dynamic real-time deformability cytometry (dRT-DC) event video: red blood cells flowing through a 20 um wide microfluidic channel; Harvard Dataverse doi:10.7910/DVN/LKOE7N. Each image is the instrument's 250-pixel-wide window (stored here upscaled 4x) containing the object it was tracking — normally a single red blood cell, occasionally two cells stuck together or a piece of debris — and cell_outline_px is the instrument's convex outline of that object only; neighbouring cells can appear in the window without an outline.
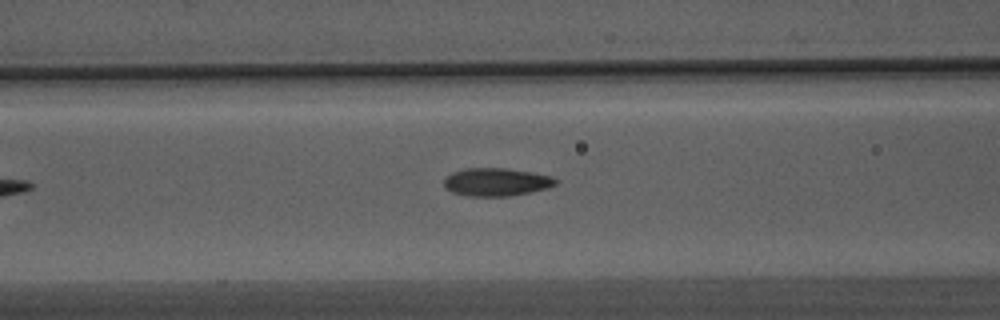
{"species": "Egyptian fruit bat (a non-hibernating species)", "species_latin": "Rousettus aegyptiacus", "temperature_condition": "warm", "stored_images_in_passage": 28, "camera_frame_rate_fps": 3000, "um_per_image_px": 0.085, "animal": {"sex": "male"}, "frame": {"image": 1, "passage_image": 7, "time_ms": 2.0, "image_size_px": [1000, 320], "cell_outline_px": [[556, 184], [548, 188], [508, 196], [468, 196], [452, 192], [444, 188], [444, 180], [452, 172], [468, 168], [504, 168], [552, 176], [556, 180]], "centroid_in_image_um": [42.15, 15.47], "position_along_channel_um": 124.4, "area_um2": 17.98}}
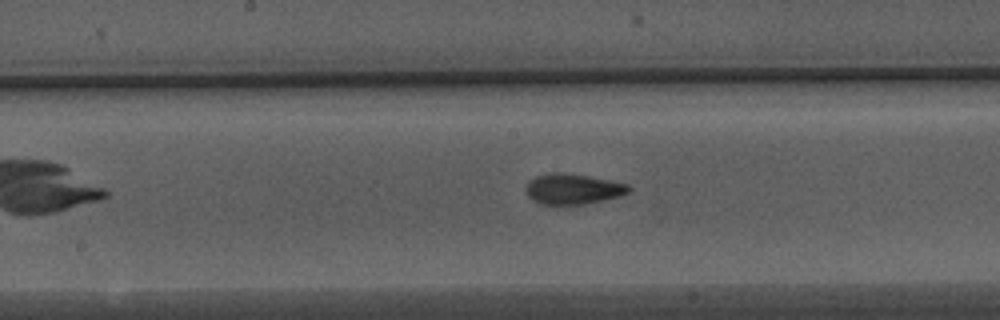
{"frame": {"image": 2, "passage_image": 13, "time_ms": 4.0, "image_size_px": [1000, 320], "cell_outline_px": [[632, 188], [628, 192], [616, 196], [584, 204], [540, 204], [532, 200], [528, 196], [528, 180], [536, 176], [552, 172], [564, 172], [588, 176], [628, 184]], "centroid_in_image_um": [48.67, 16.05], "position_along_channel_um": 199.5, "area_um2": 17.92}}
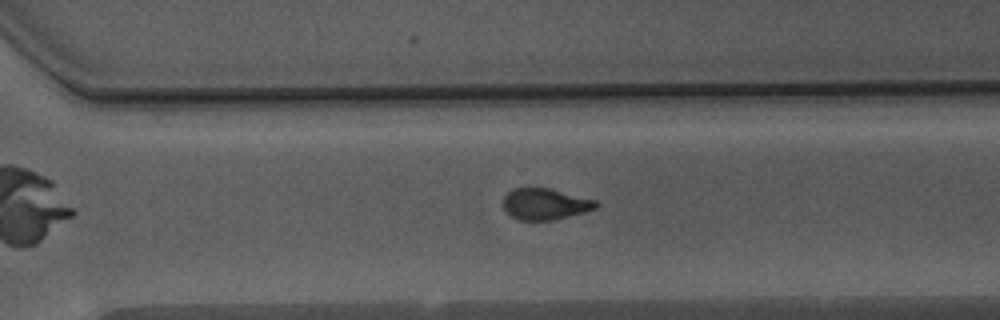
{"frame": {"image": 3, "passage_image": 23, "time_ms": 7.333, "image_size_px": [1000, 320], "cell_outline_px": [[600, 204], [596, 208], [584, 212], [552, 220], [520, 220], [512, 216], [504, 208], [504, 196], [512, 188], [548, 188], [596, 200]], "centroid_in_image_um": [46.34, 17.34], "position_along_channel_um": 324.3, "area_um2": 16.7}}